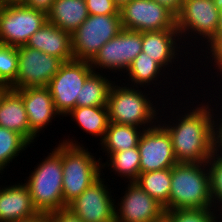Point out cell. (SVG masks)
<instances>
[{"instance_id": "1", "label": "cell", "mask_w": 222, "mask_h": 222, "mask_svg": "<svg viewBox=\"0 0 222 222\" xmlns=\"http://www.w3.org/2000/svg\"><path fill=\"white\" fill-rule=\"evenodd\" d=\"M184 92L185 90L182 95L180 93L181 97L174 99L172 103L171 100L170 103L168 101L163 102L159 123L171 137L174 155L178 163H206L214 152L213 100L211 93L204 89L203 94L200 95V91L195 90L196 99L203 96L201 102L194 98L193 91L189 90L186 95ZM188 95L189 97H186ZM205 95H208L207 100ZM209 97L211 98L209 99ZM180 98L183 101L185 99L186 102L181 101ZM175 102L178 104L176 105ZM168 104L171 106L173 104V107H169Z\"/></svg>"}, {"instance_id": "2", "label": "cell", "mask_w": 222, "mask_h": 222, "mask_svg": "<svg viewBox=\"0 0 222 222\" xmlns=\"http://www.w3.org/2000/svg\"><path fill=\"white\" fill-rule=\"evenodd\" d=\"M158 97L160 98L158 94L149 89L129 86L122 80L116 79L110 87L107 98L109 122L145 130L153 127L159 122L160 105L162 106L164 102V99Z\"/></svg>"}, {"instance_id": "3", "label": "cell", "mask_w": 222, "mask_h": 222, "mask_svg": "<svg viewBox=\"0 0 222 222\" xmlns=\"http://www.w3.org/2000/svg\"><path fill=\"white\" fill-rule=\"evenodd\" d=\"M59 142V143H58ZM47 151V156L32 168L24 183L29 189L32 203L38 213L48 215L51 212L66 208L63 200L62 142Z\"/></svg>"}, {"instance_id": "4", "label": "cell", "mask_w": 222, "mask_h": 222, "mask_svg": "<svg viewBox=\"0 0 222 222\" xmlns=\"http://www.w3.org/2000/svg\"><path fill=\"white\" fill-rule=\"evenodd\" d=\"M70 135L72 136V134H67L60 139L62 142L63 200L67 205L102 175L104 162L103 156H98L97 151L91 153L93 149H88L87 145L84 146L83 140L79 142L76 136L73 135L70 138Z\"/></svg>"}, {"instance_id": "5", "label": "cell", "mask_w": 222, "mask_h": 222, "mask_svg": "<svg viewBox=\"0 0 222 222\" xmlns=\"http://www.w3.org/2000/svg\"><path fill=\"white\" fill-rule=\"evenodd\" d=\"M213 209L206 163H177L171 168L168 210Z\"/></svg>"}, {"instance_id": "6", "label": "cell", "mask_w": 222, "mask_h": 222, "mask_svg": "<svg viewBox=\"0 0 222 222\" xmlns=\"http://www.w3.org/2000/svg\"><path fill=\"white\" fill-rule=\"evenodd\" d=\"M142 51L145 54L149 55L150 58H153L169 74V76L173 77L174 81L178 80L177 83H178V85H180V87L182 85L183 86L186 85L184 88V89H186L185 94L189 90L188 88L189 87L191 88L190 83H192V82H193V84H192L193 89L191 88V90H193V92L195 91V87H193L195 80H193L190 77L191 75H195L192 72H194V73L196 72L195 70L193 71L190 68L192 66L194 68L195 56H193V54L191 52H189L188 49L185 47V45L183 44V42L181 40L180 33L178 32L177 29L142 32ZM185 57H188V58H185ZM189 63H191L190 67L188 65ZM185 64H186V66H185ZM182 65H183V68H182ZM176 66H178L179 68ZM178 69H179V71L180 70L181 71L178 72ZM183 69H189V70L183 71V72H186V76L182 72ZM190 70H191V75H188ZM176 73H178V74L180 73L181 75L180 74L176 75ZM182 76H184V77H182ZM188 76H189V78H188ZM174 77L176 78V80ZM185 77H187L188 79H186ZM181 78H183L182 79L183 81L181 80ZM185 79L187 81L192 80V82H189V81L187 82ZM181 81H182V84H181ZM186 82L188 85L186 84Z\"/></svg>"}, {"instance_id": "7", "label": "cell", "mask_w": 222, "mask_h": 222, "mask_svg": "<svg viewBox=\"0 0 222 222\" xmlns=\"http://www.w3.org/2000/svg\"><path fill=\"white\" fill-rule=\"evenodd\" d=\"M219 18L220 10L214 0H183L181 11L176 16V28L188 51L196 56L202 46L216 36Z\"/></svg>"}, {"instance_id": "8", "label": "cell", "mask_w": 222, "mask_h": 222, "mask_svg": "<svg viewBox=\"0 0 222 222\" xmlns=\"http://www.w3.org/2000/svg\"><path fill=\"white\" fill-rule=\"evenodd\" d=\"M141 51L142 32L123 28L117 36L100 48L90 61V65L94 72L113 74L112 77L118 80Z\"/></svg>"}, {"instance_id": "9", "label": "cell", "mask_w": 222, "mask_h": 222, "mask_svg": "<svg viewBox=\"0 0 222 222\" xmlns=\"http://www.w3.org/2000/svg\"><path fill=\"white\" fill-rule=\"evenodd\" d=\"M48 22L47 15L19 1L0 3V44L26 45L31 35Z\"/></svg>"}, {"instance_id": "10", "label": "cell", "mask_w": 222, "mask_h": 222, "mask_svg": "<svg viewBox=\"0 0 222 222\" xmlns=\"http://www.w3.org/2000/svg\"><path fill=\"white\" fill-rule=\"evenodd\" d=\"M120 14L90 15L72 33L74 60L91 61L100 48L122 30Z\"/></svg>"}, {"instance_id": "11", "label": "cell", "mask_w": 222, "mask_h": 222, "mask_svg": "<svg viewBox=\"0 0 222 222\" xmlns=\"http://www.w3.org/2000/svg\"><path fill=\"white\" fill-rule=\"evenodd\" d=\"M94 72L89 61L72 60L64 62L48 84L53 103L63 119L76 108L77 95L86 79Z\"/></svg>"}, {"instance_id": "12", "label": "cell", "mask_w": 222, "mask_h": 222, "mask_svg": "<svg viewBox=\"0 0 222 222\" xmlns=\"http://www.w3.org/2000/svg\"><path fill=\"white\" fill-rule=\"evenodd\" d=\"M18 73L11 89L47 87L64 63L58 57L28 46L17 47Z\"/></svg>"}, {"instance_id": "13", "label": "cell", "mask_w": 222, "mask_h": 222, "mask_svg": "<svg viewBox=\"0 0 222 222\" xmlns=\"http://www.w3.org/2000/svg\"><path fill=\"white\" fill-rule=\"evenodd\" d=\"M105 173L102 171V175L67 206L84 222L115 220L114 190L108 185Z\"/></svg>"}, {"instance_id": "14", "label": "cell", "mask_w": 222, "mask_h": 222, "mask_svg": "<svg viewBox=\"0 0 222 222\" xmlns=\"http://www.w3.org/2000/svg\"><path fill=\"white\" fill-rule=\"evenodd\" d=\"M122 28L139 32L176 28V17L154 0H131L120 9Z\"/></svg>"}, {"instance_id": "15", "label": "cell", "mask_w": 222, "mask_h": 222, "mask_svg": "<svg viewBox=\"0 0 222 222\" xmlns=\"http://www.w3.org/2000/svg\"><path fill=\"white\" fill-rule=\"evenodd\" d=\"M168 75V76H167ZM124 78V79H122ZM122 78L120 80H123L125 84L129 86H134V87H140V88H145L153 91L156 94L160 96V98H164V101H172L174 98L179 97V92L182 93L184 90V87H179L177 81H172L173 78L169 76V74L153 59L150 58L149 55L145 54L143 51H141L137 57L134 59L132 64L130 65L129 69L125 72L124 75H122ZM127 79V80H126ZM168 79V80H166ZM170 79V81H169ZM164 84H163V83ZM172 85H176L179 89L176 91L177 95L172 96L175 94V89L177 88ZM173 82V83H172ZM168 83V84H167ZM170 85L167 87V85ZM166 85V87H165ZM160 86V88H159ZM164 87V89H163ZM172 89H171V88ZM157 88V89H155ZM170 88V90H169ZM158 90V92H157ZM165 90V91H163ZM167 90V91H166ZM170 92H169V91ZM165 94V95H160V93ZM166 92V93H165ZM169 93V94H168ZM173 93V94H172ZM165 96V97H164ZM172 96V97H171ZM178 96V97H177ZM168 97V98H166ZM171 98V99H170Z\"/></svg>"}, {"instance_id": "16", "label": "cell", "mask_w": 222, "mask_h": 222, "mask_svg": "<svg viewBox=\"0 0 222 222\" xmlns=\"http://www.w3.org/2000/svg\"><path fill=\"white\" fill-rule=\"evenodd\" d=\"M138 151L140 173L172 168L178 163L171 137L159 122L143 131L138 143Z\"/></svg>"}, {"instance_id": "17", "label": "cell", "mask_w": 222, "mask_h": 222, "mask_svg": "<svg viewBox=\"0 0 222 222\" xmlns=\"http://www.w3.org/2000/svg\"><path fill=\"white\" fill-rule=\"evenodd\" d=\"M124 184L126 186L120 189L123 191L121 197L115 194V220L117 222H151L165 210L136 182H128V184L124 182Z\"/></svg>"}, {"instance_id": "18", "label": "cell", "mask_w": 222, "mask_h": 222, "mask_svg": "<svg viewBox=\"0 0 222 222\" xmlns=\"http://www.w3.org/2000/svg\"><path fill=\"white\" fill-rule=\"evenodd\" d=\"M16 91L22 96L29 128L38 138L49 125H53L52 121L63 119L55 109L48 87H28Z\"/></svg>"}, {"instance_id": "19", "label": "cell", "mask_w": 222, "mask_h": 222, "mask_svg": "<svg viewBox=\"0 0 222 222\" xmlns=\"http://www.w3.org/2000/svg\"><path fill=\"white\" fill-rule=\"evenodd\" d=\"M0 181H3L2 177ZM4 181V185V182L0 183V222H16L39 214L32 203L29 189L22 180H12L9 185H6V179Z\"/></svg>"}, {"instance_id": "20", "label": "cell", "mask_w": 222, "mask_h": 222, "mask_svg": "<svg viewBox=\"0 0 222 222\" xmlns=\"http://www.w3.org/2000/svg\"><path fill=\"white\" fill-rule=\"evenodd\" d=\"M0 126L20 134L31 146H36L38 138L29 128L22 96L14 89L7 88L0 100Z\"/></svg>"}, {"instance_id": "21", "label": "cell", "mask_w": 222, "mask_h": 222, "mask_svg": "<svg viewBox=\"0 0 222 222\" xmlns=\"http://www.w3.org/2000/svg\"><path fill=\"white\" fill-rule=\"evenodd\" d=\"M25 46L58 57L63 62L74 60L72 34L49 22L31 35Z\"/></svg>"}, {"instance_id": "22", "label": "cell", "mask_w": 222, "mask_h": 222, "mask_svg": "<svg viewBox=\"0 0 222 222\" xmlns=\"http://www.w3.org/2000/svg\"><path fill=\"white\" fill-rule=\"evenodd\" d=\"M104 157L107 158L105 162L102 163V171L104 170L108 173L109 170L110 176H114V178L112 177L113 180L109 179L111 178L110 176H105L109 183L111 181V185L115 184L112 183V181L115 182L114 179L119 180V178H121L120 181L124 180L126 183L137 180L140 174V154L138 147L115 153H105Z\"/></svg>"}, {"instance_id": "23", "label": "cell", "mask_w": 222, "mask_h": 222, "mask_svg": "<svg viewBox=\"0 0 222 222\" xmlns=\"http://www.w3.org/2000/svg\"><path fill=\"white\" fill-rule=\"evenodd\" d=\"M89 16L85 0H55L48 22L72 34Z\"/></svg>"}, {"instance_id": "24", "label": "cell", "mask_w": 222, "mask_h": 222, "mask_svg": "<svg viewBox=\"0 0 222 222\" xmlns=\"http://www.w3.org/2000/svg\"><path fill=\"white\" fill-rule=\"evenodd\" d=\"M64 117H70L69 122L74 121L83 135L92 136L91 140L96 138L97 142H101L104 139L109 124L107 106L76 107Z\"/></svg>"}, {"instance_id": "25", "label": "cell", "mask_w": 222, "mask_h": 222, "mask_svg": "<svg viewBox=\"0 0 222 222\" xmlns=\"http://www.w3.org/2000/svg\"><path fill=\"white\" fill-rule=\"evenodd\" d=\"M195 57L196 58H194V61H195V63L197 62L198 64L197 63L194 64L195 65L194 67H197L195 70L197 71V69H198L199 71H197L195 73V75L192 76V78L194 79V77L197 76L198 72L200 73V76H202V77L199 78V74H198V76L195 77V79H196L195 81H197V82H194V83H196V84L201 83L203 86H205V84L208 83L209 85L207 84V86L210 89V85L212 86L213 82L218 81V79L221 78V76H222V33H217L216 36L209 43H207L204 47H202V49L198 52V54H196ZM202 59H203V61H202ZM203 63H204V68H203L204 70L202 71L201 69H202ZM197 65H200L199 68ZM205 69L207 72H205ZM207 69H210V70H207ZM208 72L211 75V77L208 76L209 75ZM205 75H207L206 78L203 77ZM208 77H210L211 79ZM215 77L217 79H215ZM199 79H200V82H199ZM202 79L205 81V84H204V82L202 83V81H203ZM205 79H207V81ZM208 79H210L211 81ZM209 81L210 82L213 81L212 84Z\"/></svg>"}, {"instance_id": "26", "label": "cell", "mask_w": 222, "mask_h": 222, "mask_svg": "<svg viewBox=\"0 0 222 222\" xmlns=\"http://www.w3.org/2000/svg\"><path fill=\"white\" fill-rule=\"evenodd\" d=\"M144 130L140 127L109 122L104 139L98 142V153H101L100 150L103 153H115L138 147Z\"/></svg>"}, {"instance_id": "27", "label": "cell", "mask_w": 222, "mask_h": 222, "mask_svg": "<svg viewBox=\"0 0 222 222\" xmlns=\"http://www.w3.org/2000/svg\"><path fill=\"white\" fill-rule=\"evenodd\" d=\"M111 76L93 72L82 86L80 95H77L76 107L106 106L110 87L115 81Z\"/></svg>"}, {"instance_id": "28", "label": "cell", "mask_w": 222, "mask_h": 222, "mask_svg": "<svg viewBox=\"0 0 222 222\" xmlns=\"http://www.w3.org/2000/svg\"><path fill=\"white\" fill-rule=\"evenodd\" d=\"M135 182L165 210H168L171 168L140 173Z\"/></svg>"}, {"instance_id": "29", "label": "cell", "mask_w": 222, "mask_h": 222, "mask_svg": "<svg viewBox=\"0 0 222 222\" xmlns=\"http://www.w3.org/2000/svg\"><path fill=\"white\" fill-rule=\"evenodd\" d=\"M28 147L31 149L33 146H30L20 134L0 126V175L2 177L6 176L3 174L7 173L13 160L17 161V157L23 155L22 153L26 152Z\"/></svg>"}, {"instance_id": "30", "label": "cell", "mask_w": 222, "mask_h": 222, "mask_svg": "<svg viewBox=\"0 0 222 222\" xmlns=\"http://www.w3.org/2000/svg\"><path fill=\"white\" fill-rule=\"evenodd\" d=\"M210 174V193L213 208L222 213V153L213 152L206 162Z\"/></svg>"}, {"instance_id": "31", "label": "cell", "mask_w": 222, "mask_h": 222, "mask_svg": "<svg viewBox=\"0 0 222 222\" xmlns=\"http://www.w3.org/2000/svg\"><path fill=\"white\" fill-rule=\"evenodd\" d=\"M17 73V47L0 44V85L9 88L15 82Z\"/></svg>"}, {"instance_id": "32", "label": "cell", "mask_w": 222, "mask_h": 222, "mask_svg": "<svg viewBox=\"0 0 222 222\" xmlns=\"http://www.w3.org/2000/svg\"><path fill=\"white\" fill-rule=\"evenodd\" d=\"M172 222H221V214L213 209L165 210Z\"/></svg>"}, {"instance_id": "33", "label": "cell", "mask_w": 222, "mask_h": 222, "mask_svg": "<svg viewBox=\"0 0 222 222\" xmlns=\"http://www.w3.org/2000/svg\"><path fill=\"white\" fill-rule=\"evenodd\" d=\"M90 15L120 14V7L114 0H85Z\"/></svg>"}, {"instance_id": "34", "label": "cell", "mask_w": 222, "mask_h": 222, "mask_svg": "<svg viewBox=\"0 0 222 222\" xmlns=\"http://www.w3.org/2000/svg\"><path fill=\"white\" fill-rule=\"evenodd\" d=\"M211 96L214 101L213 107H215L213 108L214 152L222 153V104H220V101L218 102L213 94Z\"/></svg>"}, {"instance_id": "35", "label": "cell", "mask_w": 222, "mask_h": 222, "mask_svg": "<svg viewBox=\"0 0 222 222\" xmlns=\"http://www.w3.org/2000/svg\"><path fill=\"white\" fill-rule=\"evenodd\" d=\"M47 216L48 222H84L67 207L51 212Z\"/></svg>"}, {"instance_id": "36", "label": "cell", "mask_w": 222, "mask_h": 222, "mask_svg": "<svg viewBox=\"0 0 222 222\" xmlns=\"http://www.w3.org/2000/svg\"><path fill=\"white\" fill-rule=\"evenodd\" d=\"M23 5L36 11H40L46 15L50 13V10L53 6L55 0H18Z\"/></svg>"}, {"instance_id": "37", "label": "cell", "mask_w": 222, "mask_h": 222, "mask_svg": "<svg viewBox=\"0 0 222 222\" xmlns=\"http://www.w3.org/2000/svg\"><path fill=\"white\" fill-rule=\"evenodd\" d=\"M161 6H164L167 10H169L175 17L181 11L183 6V0H154Z\"/></svg>"}, {"instance_id": "38", "label": "cell", "mask_w": 222, "mask_h": 222, "mask_svg": "<svg viewBox=\"0 0 222 222\" xmlns=\"http://www.w3.org/2000/svg\"><path fill=\"white\" fill-rule=\"evenodd\" d=\"M222 77V76H221ZM219 81L218 82H216V86L215 85H213V86H211L210 87V89H208L207 88V86L206 87H204L203 89H202V85L200 86V87H198V86H195L194 85V87H196L195 88V90L196 91H199L197 88H201V90L200 91H203L205 88L207 89V90H209L210 91V93H212L213 94V96L215 97V98H218L219 100L218 101H222V78H219L218 79ZM221 81V82H220ZM218 86V87H217ZM213 87H214V90H212L213 89ZM212 88V89H211ZM219 89V90H218ZM218 90V91H217ZM213 91V92H212ZM214 91H216V92H214ZM215 93H216V95H215ZM218 94V95H217ZM221 104H222V102H220Z\"/></svg>"}, {"instance_id": "39", "label": "cell", "mask_w": 222, "mask_h": 222, "mask_svg": "<svg viewBox=\"0 0 222 222\" xmlns=\"http://www.w3.org/2000/svg\"><path fill=\"white\" fill-rule=\"evenodd\" d=\"M16 222H48V216L43 213H39L32 218L20 220Z\"/></svg>"}, {"instance_id": "40", "label": "cell", "mask_w": 222, "mask_h": 222, "mask_svg": "<svg viewBox=\"0 0 222 222\" xmlns=\"http://www.w3.org/2000/svg\"><path fill=\"white\" fill-rule=\"evenodd\" d=\"M151 222H172L171 216L164 210L159 216Z\"/></svg>"}, {"instance_id": "41", "label": "cell", "mask_w": 222, "mask_h": 222, "mask_svg": "<svg viewBox=\"0 0 222 222\" xmlns=\"http://www.w3.org/2000/svg\"><path fill=\"white\" fill-rule=\"evenodd\" d=\"M217 33H222V10H220V18Z\"/></svg>"}, {"instance_id": "42", "label": "cell", "mask_w": 222, "mask_h": 222, "mask_svg": "<svg viewBox=\"0 0 222 222\" xmlns=\"http://www.w3.org/2000/svg\"><path fill=\"white\" fill-rule=\"evenodd\" d=\"M214 4L218 10H222V0H214Z\"/></svg>"}, {"instance_id": "43", "label": "cell", "mask_w": 222, "mask_h": 222, "mask_svg": "<svg viewBox=\"0 0 222 222\" xmlns=\"http://www.w3.org/2000/svg\"><path fill=\"white\" fill-rule=\"evenodd\" d=\"M131 0H114V2L121 7L123 4L130 2Z\"/></svg>"}, {"instance_id": "44", "label": "cell", "mask_w": 222, "mask_h": 222, "mask_svg": "<svg viewBox=\"0 0 222 222\" xmlns=\"http://www.w3.org/2000/svg\"><path fill=\"white\" fill-rule=\"evenodd\" d=\"M7 88H8L7 86L0 85V100H1V98H2V95H3L4 91H5Z\"/></svg>"}, {"instance_id": "45", "label": "cell", "mask_w": 222, "mask_h": 222, "mask_svg": "<svg viewBox=\"0 0 222 222\" xmlns=\"http://www.w3.org/2000/svg\"><path fill=\"white\" fill-rule=\"evenodd\" d=\"M9 1H18V0H0V3H2V2H9Z\"/></svg>"}]
</instances>
